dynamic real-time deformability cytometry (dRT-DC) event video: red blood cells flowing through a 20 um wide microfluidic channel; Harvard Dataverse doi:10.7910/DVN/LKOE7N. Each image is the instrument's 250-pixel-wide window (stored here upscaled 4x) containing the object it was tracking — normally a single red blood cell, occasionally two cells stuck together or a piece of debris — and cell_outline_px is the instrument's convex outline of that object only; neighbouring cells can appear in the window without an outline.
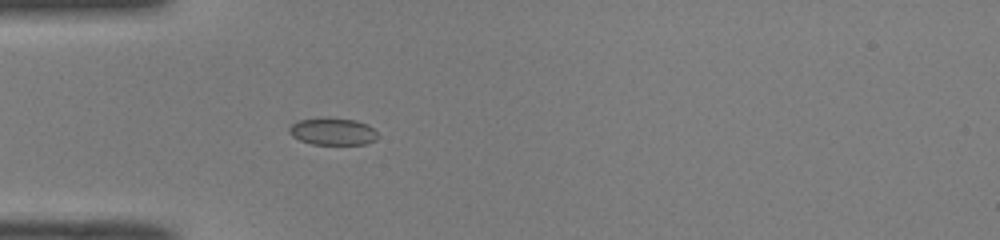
{"species": "common noctule bat (a hibernating species)", "species_latin": "Nyctalus noctula", "temperature_condition": "room temperature", "stored_images_in_passage": 36, "camera_frame_rate_fps": 3000, "um_per_image_px": 0.085, "animal": {"sex": "male", "body_mass_g": 19.0, "forearm_length_mm": 50.8}, "frame": {"image": 1, "passage_image": 1, "time_ms": 0.0, "image_size_px": [1000, 240], "cell_outline_px": [[380, 136], [376, 140], [364, 144], [312, 144], [300, 140], [292, 136], [288, 132], [288, 128], [292, 124], [300, 120], [356, 120], [368, 124]], "centroid_in_image_um": [28.32, 11.22], "position_along_channel_um": 56.7, "area_um2": 13.47}}
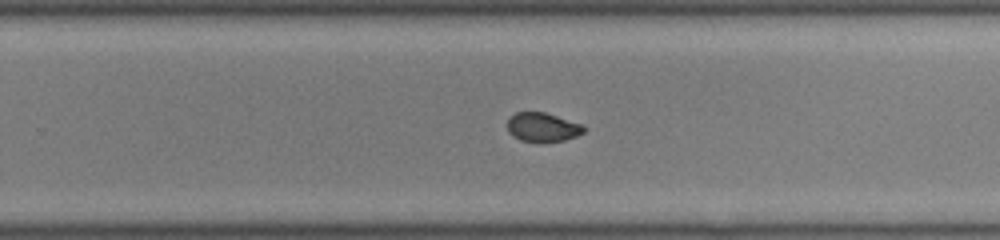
{"frame": {"image": 2, "passage_image": 18, "time_ms": 5.667, "image_size_px": [1000, 240], "cell_outline_px": [[584, 132], [576, 136], [564, 140], [540, 144], [520, 140], [512, 136], [508, 132], [508, 116], [516, 112], [544, 112], [584, 124]], "centroid_in_image_um": [46.1, 10.83], "position_along_channel_um": 283.7, "area_um2": 13.35}}
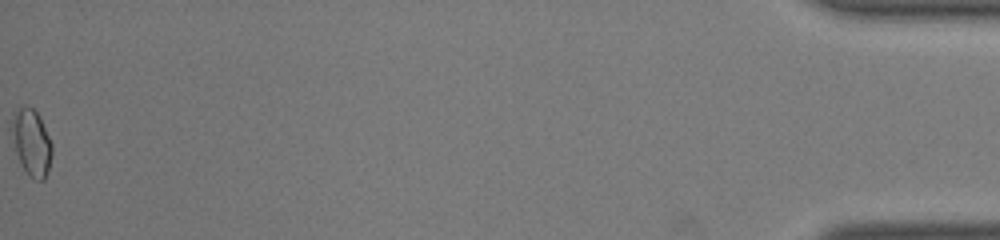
{"frame": {"image": 3, "passage_image": 36, "time_ms": 11.667, "image_size_px": [1000, 240], "cell_outline_px": [[52, 156], [48, 172], [44, 180], [32, 180], [20, 164], [16, 152], [12, 124], [12, 112], [16, 108], [32, 108], [40, 116], [52, 144]], "centroid_in_image_um": [2.7, 12.15], "position_along_channel_um": 432.5, "area_um2": 15.49}, "authors_computed_cell_mechanics": {"area_um2": 13.583, "velocity_mm_per_s": 4.1039, "shape_relaxation_time_tau1_ms": null, "shape_relaxation_time_tau2_ms": 0.8348, "deformation_change_tau1": null, "deformation_change_tau2": 0.0452}}